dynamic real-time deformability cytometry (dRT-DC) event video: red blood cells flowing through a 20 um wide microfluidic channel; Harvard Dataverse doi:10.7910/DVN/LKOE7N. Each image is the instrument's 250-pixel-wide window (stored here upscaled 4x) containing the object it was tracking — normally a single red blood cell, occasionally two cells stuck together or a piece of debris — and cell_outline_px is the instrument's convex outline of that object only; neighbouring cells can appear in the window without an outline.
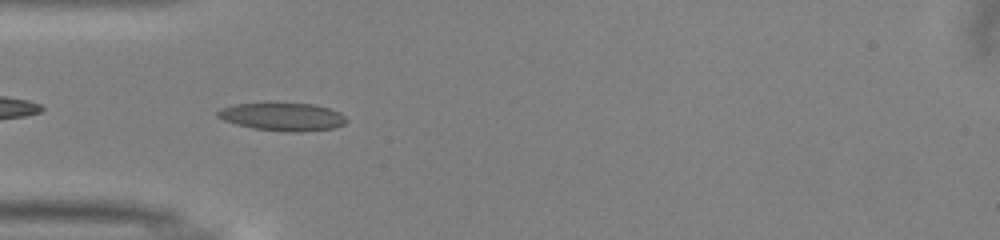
{"species": "common noctule bat (a hibernating species)", "species_latin": "Nyctalus noctula", "temperature_condition": "warm", "stored_images_in_passage": 33, "camera_frame_rate_fps": 3000, "um_per_image_px": 0.085, "animal": {"sex": "male", "body_mass_g": 13.0, "forearm_length_mm": 53.1}, "frame": {"image": 1, "passage_image": 2, "time_ms": 0.333, "image_size_px": [1000, 240], "cell_outline_px": [[348, 120], [344, 124], [336, 128], [300, 132], [288, 132], [252, 128], [236, 124], [224, 120], [216, 116], [216, 112], [220, 108], [232, 104], [312, 104], [332, 108], [340, 112]], "centroid_in_image_um": [24.04, 9.93], "position_along_channel_um": 61.0, "area_um2": 20.98}}
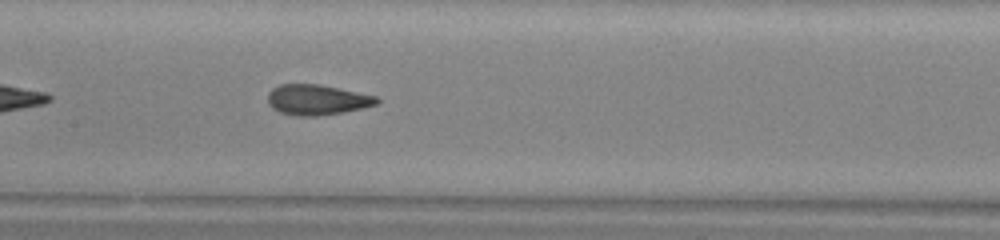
{"frame": {"image": 2, "passage_image": 11, "time_ms": 3.333, "image_size_px": [1000, 240], "cell_outline_px": [[380, 100], [376, 104], [360, 108], [340, 112], [316, 116], [296, 116], [280, 112], [272, 108], [268, 104], [268, 92], [272, 88], [280, 84], [320, 84], [376, 96]], "centroid_in_image_um": [26.89, 8.47], "position_along_channel_um": 180.5, "area_um2": 19.13}}
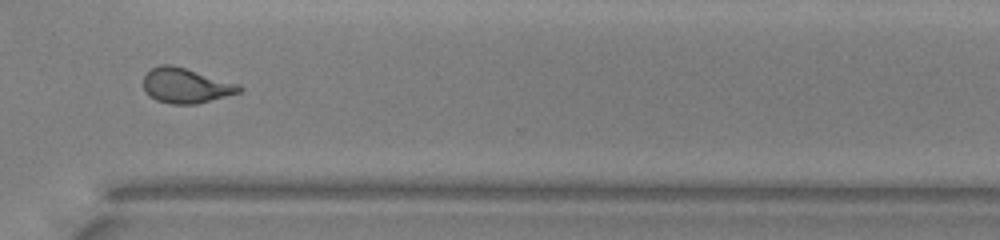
{"frame": {"image": 3, "passage_image": 24, "time_ms": 7.667, "image_size_px": [1000, 240], "cell_outline_px": [[244, 88], [240, 92], [196, 104], [172, 104], [156, 100], [148, 96], [144, 88], [144, 76], [152, 68], [160, 64], [172, 64], [240, 84]], "centroid_in_image_um": [15.8, 7.27], "position_along_channel_um": 354.8, "area_um2": 19.54}, "authors_computed_cell_mechanics": {"area_um2": 19.074, "velocity_mm_per_s": 4.031, "shape_relaxation_time_tau1_ms": 7.2235, "shape_relaxation_time_tau2_ms": 1.3528, "deformation_change_tau1": 0.214, "deformation_change_tau2": 0.0933}}